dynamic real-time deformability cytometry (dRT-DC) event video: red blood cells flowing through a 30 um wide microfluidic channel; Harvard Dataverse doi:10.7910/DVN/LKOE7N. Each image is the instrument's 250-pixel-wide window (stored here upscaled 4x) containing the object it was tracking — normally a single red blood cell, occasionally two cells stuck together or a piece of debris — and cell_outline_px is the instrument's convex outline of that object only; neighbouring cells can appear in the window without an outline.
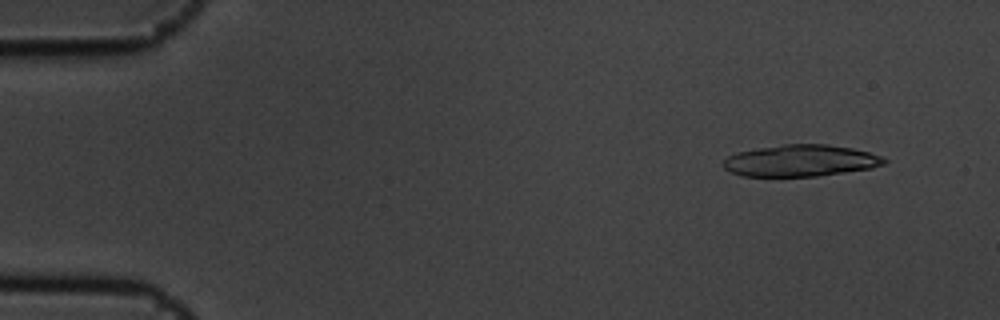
{"species": "common noctule bat (a hibernating species)", "species_latin": "Nyctalus noctula", "temperature_condition": "cold", "stored_images_in_passage": 3, "camera_frame_rate_fps": 3000, "um_per_image_px": 0.085, "animal": {"sex": "male", "body_mass_g": 19.5, "forearm_length_mm": 54.6}, "frame": {"image": 1, "passage_image": 1, "time_ms": 0.0, "image_size_px": [1000, 320], "cell_outline_px": [[888, 160], [884, 164], [872, 168], [816, 176], [744, 176], [732, 172], [724, 168], [724, 160], [728, 156], [736, 152], [756, 148], [784, 144], [828, 144], [852, 148], [868, 152], [880, 156]], "centroid_in_image_um": [68.05, 13.65], "position_along_channel_um": 17.0, "area_um2": 29.54}}